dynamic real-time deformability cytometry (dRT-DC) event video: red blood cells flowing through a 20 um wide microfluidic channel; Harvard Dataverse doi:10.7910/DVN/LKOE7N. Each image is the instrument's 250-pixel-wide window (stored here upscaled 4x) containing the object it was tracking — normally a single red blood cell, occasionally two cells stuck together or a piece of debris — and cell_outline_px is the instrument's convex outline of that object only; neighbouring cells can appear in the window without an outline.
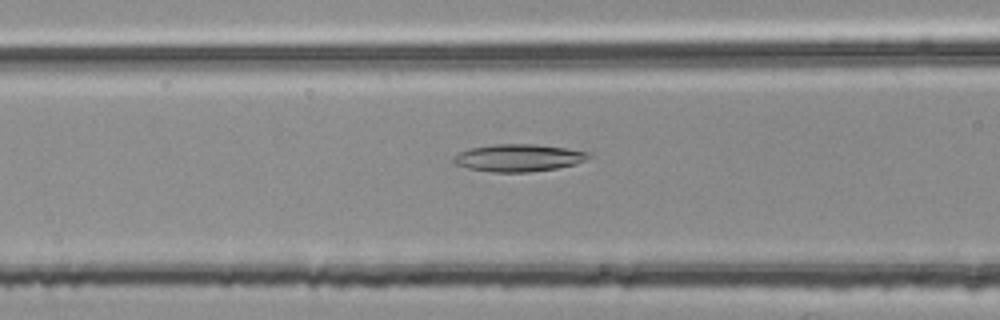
{"species": "common noctule bat (a hibernating species)", "species_latin": "Nyctalus noctula", "temperature_condition": "room temperature", "stored_images_in_passage": 37, "camera_frame_rate_fps": 3000, "um_per_image_px": 0.085, "animal": {"sex": "female", "body_mass_g": 25.1}, "frame": {"image": 1, "passage_image": 5, "time_ms": 1.333, "image_size_px": [1000, 320], "cell_outline_px": [[592, 156], [576, 164], [556, 168], [528, 172], [492, 172], [468, 168], [456, 164], [452, 160], [452, 156], [460, 152], [472, 148], [496, 144], [536, 144], [564, 148], [588, 152]], "centroid_in_image_um": [44.06, 13.42], "position_along_channel_um": 122.5, "area_um2": 21.33}}
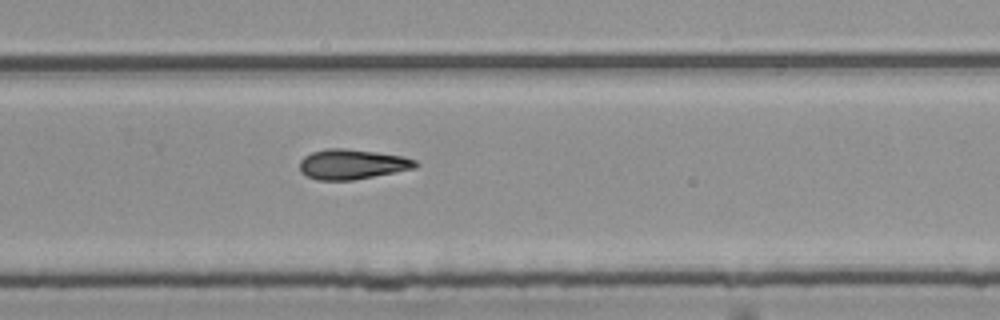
{"frame": {"image": 2, "passage_image": 19, "time_ms": 6.0, "image_size_px": [1000, 320], "cell_outline_px": [[420, 164], [416, 168], [396, 172], [352, 180], [316, 180], [300, 172], [300, 160], [304, 156], [312, 152], [328, 148], [344, 148], [376, 152], [404, 156], [416, 160]], "centroid_in_image_um": [29.95, 13.96], "position_along_channel_um": 299.9, "area_um2": 20.35}}
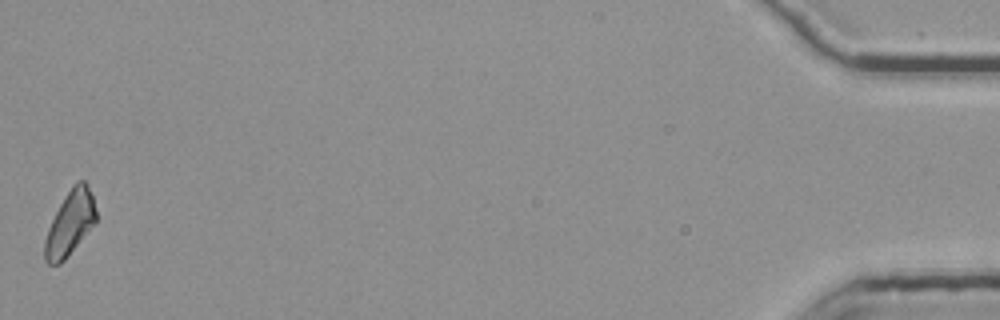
{"frame": {"image": 3, "passage_image": 37, "time_ms": 12.0, "image_size_px": [1000, 320], "cell_outline_px": [[96, 224], [64, 260], [60, 264], [48, 264], [44, 260], [44, 240], [48, 228], [60, 204], [72, 184], [76, 180], [84, 180], [88, 184], [92, 196], [96, 212]], "centroid_in_image_um": [5.95, 18.97], "position_along_channel_um": 429.2, "area_um2": 19.36}}